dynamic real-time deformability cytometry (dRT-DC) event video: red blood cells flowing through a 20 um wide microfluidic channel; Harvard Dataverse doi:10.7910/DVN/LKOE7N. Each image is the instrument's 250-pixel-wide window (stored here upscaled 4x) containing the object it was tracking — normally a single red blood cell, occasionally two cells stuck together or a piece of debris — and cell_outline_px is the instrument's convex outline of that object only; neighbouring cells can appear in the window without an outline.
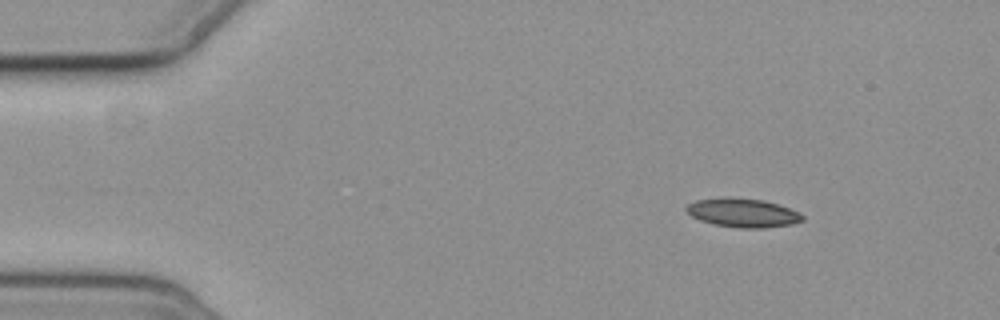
{"species": "common noctule bat (a hibernating species)", "species_latin": "Nyctalus noctula", "temperature_condition": "cold", "stored_images_in_passage": 7, "camera_frame_rate_fps": 3000, "um_per_image_px": 0.085, "animal": {"sex": "female", "body_mass_g": 19.3, "forearm_length_mm": 54.1}, "frame": {"image": 1, "passage_image": 1, "time_ms": 0.0, "image_size_px": [1000, 320], "cell_outline_px": [[804, 220], [792, 224], [764, 228], [740, 228], [712, 224], [700, 220], [692, 216], [684, 208], [688, 204], [696, 200], [764, 200], [800, 212], [804, 216]], "centroid_in_image_um": [63.19, 18.14], "position_along_channel_um": 21.8, "area_um2": 18.67}}
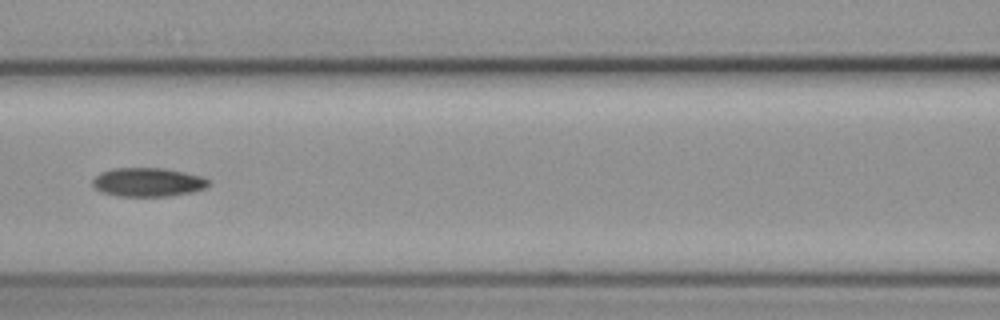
{"frame": {"image": 2, "passage_image": 6, "time_ms": 6.0, "image_size_px": [1000, 320], "cell_outline_px": [[208, 184], [204, 188], [192, 192], [168, 196], [116, 196], [100, 192], [92, 184], [92, 180], [100, 172], [112, 168], [164, 168], [200, 176], [208, 180]], "centroid_in_image_um": [12.51, 15.49], "position_along_channel_um": 154.1, "area_um2": 19.36}}
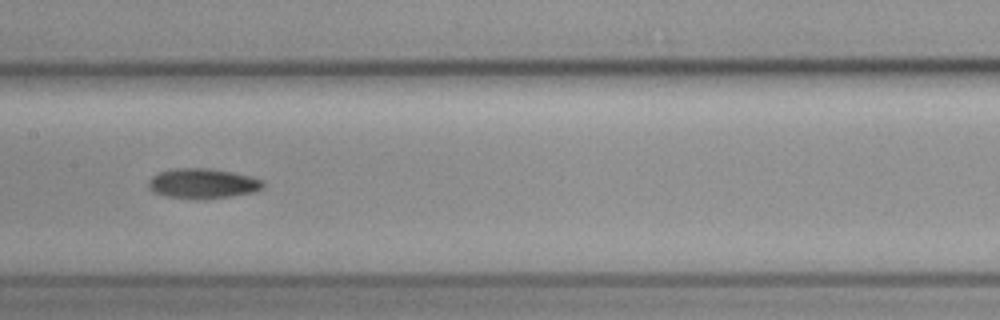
{"frame": {"image": 3, "passage_image": 7, "time_ms": 7.0, "image_size_px": [1000, 320], "cell_outline_px": [[264, 188], [256, 192], [232, 196], [204, 200], [196, 200], [164, 196], [152, 192], [148, 188], [148, 180], [156, 172], [176, 168], [208, 168], [232, 172], [252, 176], [264, 180]], "centroid_in_image_um": [17.23, 15.61], "position_along_channel_um": 190.2, "area_um2": 20.69}}